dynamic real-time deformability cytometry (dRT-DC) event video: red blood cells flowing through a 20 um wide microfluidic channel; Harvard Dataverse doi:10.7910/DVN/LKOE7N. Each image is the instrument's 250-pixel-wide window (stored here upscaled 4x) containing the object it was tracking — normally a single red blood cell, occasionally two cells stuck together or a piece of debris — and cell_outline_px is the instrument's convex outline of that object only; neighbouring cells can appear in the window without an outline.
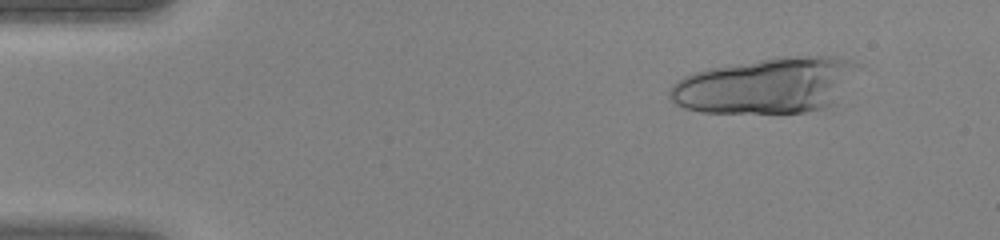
{"species": "human", "species_latin": "Homo sapiens", "temperature_condition": "warm", "stored_images_in_passage": 16, "camera_frame_rate_fps": 3000, "um_per_image_px": 0.085, "donor": {"sex": "female"}, "frame": {"image": 1, "passage_image": 5, "time_ms": 1.333, "image_size_px": [1000, 240], "cell_outline_px": [[860, 68], [836, 104], [824, 108], [808, 112], [700, 112], [684, 108], [676, 104], [668, 96], [668, 92], [672, 84], [676, 80], [684, 76], [708, 68], [780, 56], [836, 56], [860, 64]], "centroid_in_image_um": [65.17, 7.26], "position_along_channel_um": 19.8, "area_um2": 61.61}}